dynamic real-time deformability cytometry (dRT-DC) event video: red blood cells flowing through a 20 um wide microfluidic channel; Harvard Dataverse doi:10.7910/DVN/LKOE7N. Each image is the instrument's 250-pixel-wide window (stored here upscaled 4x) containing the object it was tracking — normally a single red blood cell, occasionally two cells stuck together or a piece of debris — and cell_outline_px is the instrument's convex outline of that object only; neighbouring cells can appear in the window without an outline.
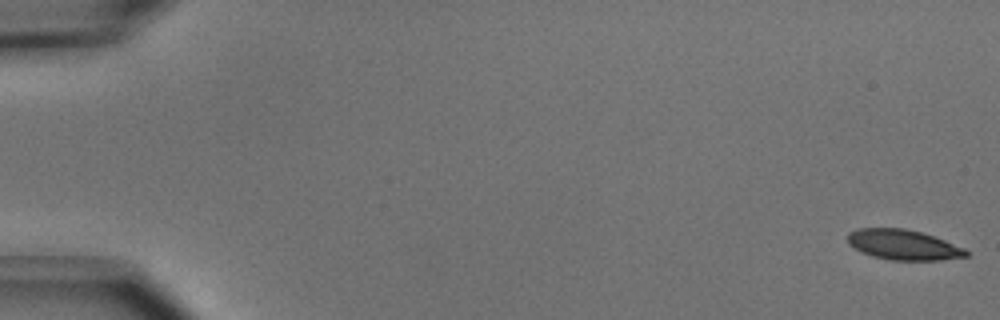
{"species": "common noctule bat (a hibernating species)", "species_latin": "Nyctalus noctula", "temperature_condition": "cold", "stored_images_in_passage": 51, "camera_frame_rate_fps": 3000, "um_per_image_px": 0.085, "animal": {"sex": "male", "body_mass_g": 15.6}, "frame": {"image": 1, "passage_image": 1, "time_ms": 0.0, "image_size_px": [1000, 320], "cell_outline_px": [[968, 256], [940, 260], [892, 260], [872, 256], [860, 252], [848, 244], [848, 232], [856, 228], [904, 228], [920, 232], [944, 240], [964, 248], [968, 252]], "centroid_in_image_um": [76.73, 20.8], "position_along_channel_um": 8.3, "area_um2": 20.81}}
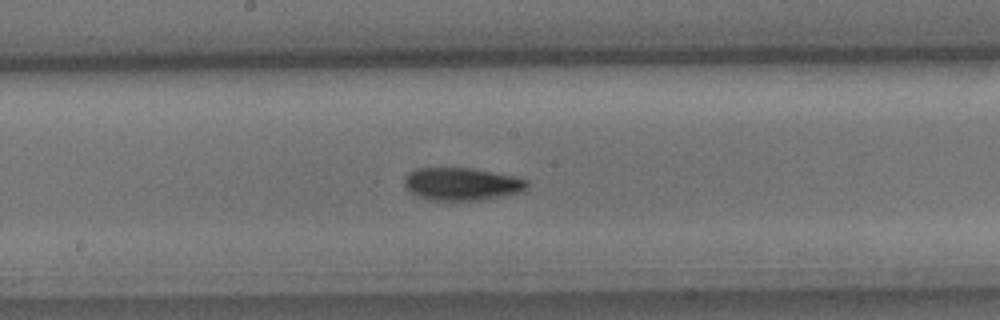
{"frame": {"image": 2, "passage_image": 28, "time_ms": 9.0, "image_size_px": [1000, 320], "cell_outline_px": [[528, 184], [520, 192], [500, 196], [456, 204], [448, 204], [428, 200], [412, 192], [404, 184], [404, 176], [408, 172], [416, 168], [472, 168], [512, 176], [528, 180]], "centroid_in_image_um": [39.18, 15.68], "position_along_channel_um": 209.0, "area_um2": 23.87}}
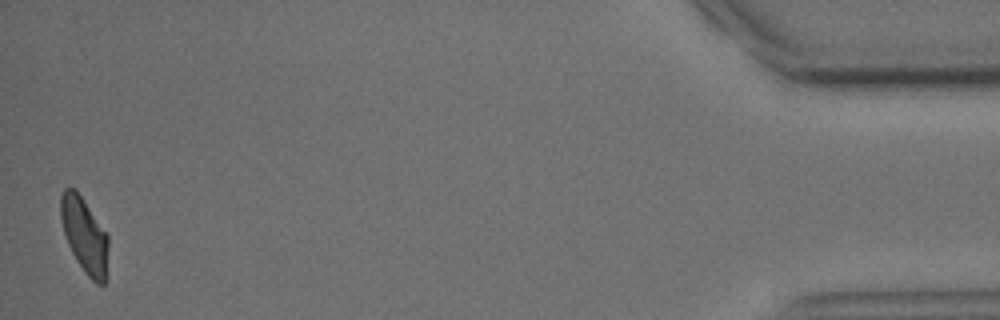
{"frame": {"image": 3, "passage_image": 51, "time_ms": 16.667, "image_size_px": [1000, 320], "cell_outline_px": [[108, 248], [104, 284], [96, 284], [84, 272], [76, 260], [68, 244], [64, 232], [60, 216], [60, 196], [64, 188], [76, 188], [108, 236]], "centroid_in_image_um": [7.16, 19.97], "position_along_channel_um": 428.0, "area_um2": 20.63}, "authors_computed_cell_mechanics": {"area_um2": 22.3108, "velocity_mm_per_s": 3.9464, "shape_relaxation_time_tau1_ms": 3.6998, "shape_relaxation_time_tau2_ms": 8.5403, "deformation_change_tau1": 0.1391, "deformation_change_tau2": 0.1541}}